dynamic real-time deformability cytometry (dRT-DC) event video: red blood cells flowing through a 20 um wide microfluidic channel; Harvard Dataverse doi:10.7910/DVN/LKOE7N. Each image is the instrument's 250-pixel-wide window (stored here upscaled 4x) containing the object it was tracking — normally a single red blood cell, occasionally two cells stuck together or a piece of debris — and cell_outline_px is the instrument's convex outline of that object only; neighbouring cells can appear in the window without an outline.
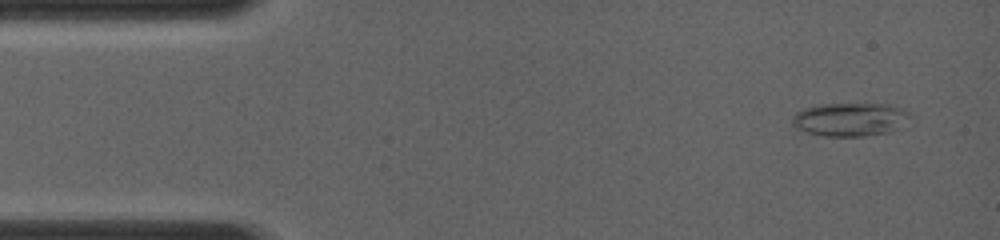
{"species": "common noctule bat (a hibernating species)", "species_latin": "Nyctalus noctula", "temperature_condition": "room temperature", "stored_images_in_passage": 100, "camera_frame_rate_fps": 4000, "um_per_image_px": 0.085, "animal": {"sex": "female", "body_mass_g": 19.0, "forearm_length_mm": 56.7}, "frame": {"image": 1, "passage_image": 6, "time_ms": 0.75, "image_size_px": [1000, 240], "cell_outline_px": [[912, 116], [892, 132], [864, 136], [824, 136], [792, 128], [792, 116], [796, 112], [804, 108], [816, 104], [888, 104], [904, 108]], "centroid_in_image_um": [72.23, 10.14], "position_along_channel_um": 12.8, "area_um2": 23.18}}
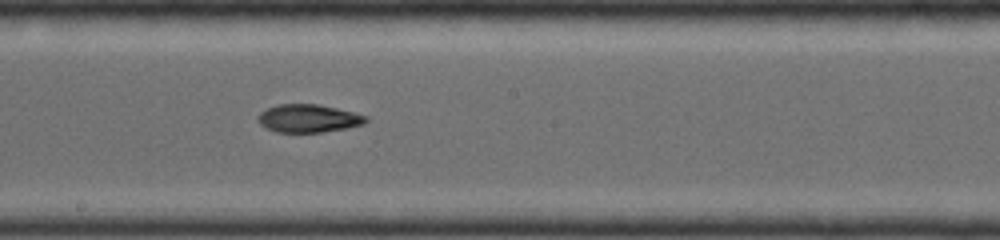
{"frame": {"image": 2, "passage_image": 54, "time_ms": 7.5, "image_size_px": [1000, 240], "cell_outline_px": [[368, 120], [364, 124], [344, 128], [320, 132], [280, 132], [268, 128], [260, 124], [260, 112], [268, 108], [280, 104], [320, 104], [368, 116]], "centroid_in_image_um": [26.26, 10.05], "position_along_channel_um": 221.9, "area_um2": 17.22}}
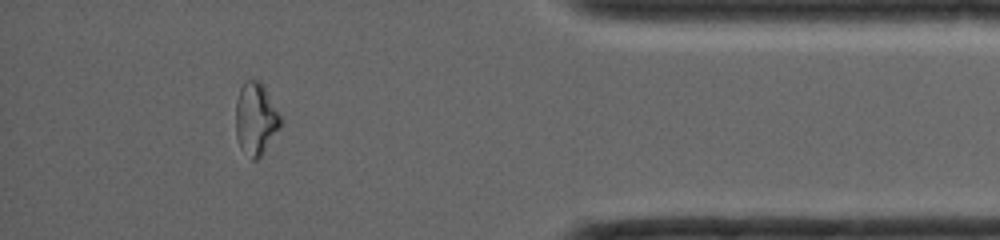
{"frame": {"image": 3, "passage_image": 88, "time_ms": 12.25, "image_size_px": [1000, 240], "cell_outline_px": [[280, 124], [260, 156], [256, 160], [252, 160], [240, 144], [236, 136], [236, 100], [240, 88], [244, 80], [260, 80], [280, 116]], "centroid_in_image_um": [21.69, 10.04], "position_along_channel_um": 413.5, "area_um2": 18.09}}